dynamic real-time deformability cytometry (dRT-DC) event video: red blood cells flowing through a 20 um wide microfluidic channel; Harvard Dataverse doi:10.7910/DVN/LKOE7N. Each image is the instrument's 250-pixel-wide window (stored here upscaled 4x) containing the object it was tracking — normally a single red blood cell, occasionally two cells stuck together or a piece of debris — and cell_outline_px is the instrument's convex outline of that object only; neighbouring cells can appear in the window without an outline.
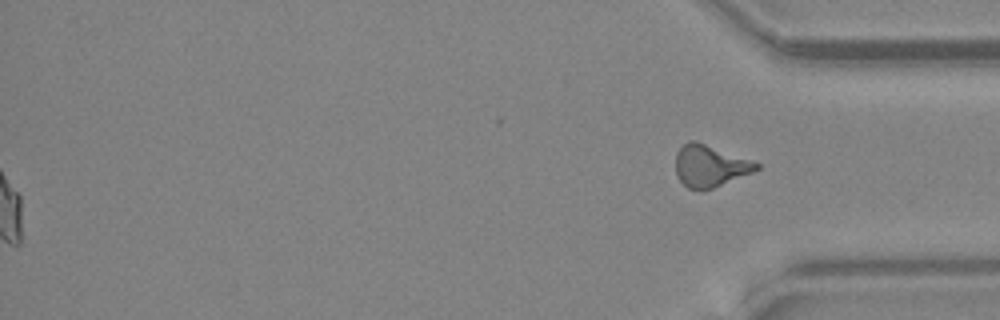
{"species": "common noctule bat (a hibernating species)", "species_latin": "Nyctalus noctula", "temperature_condition": "warm", "stored_images_in_passage": 47, "segment_of_instrument_passage": [2, 2], "camera_frame_rate_fps": 3000, "um_per_image_px": 0.085, "animal": {"sex": "female", "body_mass_g": 24.6, "forearm_length_mm": 56.2}, "frame": {"image": 1, "passage_image": 47, "time_ms": 15.333, "image_size_px": [1000, 320], "cell_outline_px": [[760, 168], [752, 172], [712, 188], [688, 188], [676, 176], [676, 152], [688, 140], [696, 140], [760, 164]], "centroid_in_image_um": [60.31, 14.07], "position_along_channel_um": 374.9, "area_um2": 19.19}}